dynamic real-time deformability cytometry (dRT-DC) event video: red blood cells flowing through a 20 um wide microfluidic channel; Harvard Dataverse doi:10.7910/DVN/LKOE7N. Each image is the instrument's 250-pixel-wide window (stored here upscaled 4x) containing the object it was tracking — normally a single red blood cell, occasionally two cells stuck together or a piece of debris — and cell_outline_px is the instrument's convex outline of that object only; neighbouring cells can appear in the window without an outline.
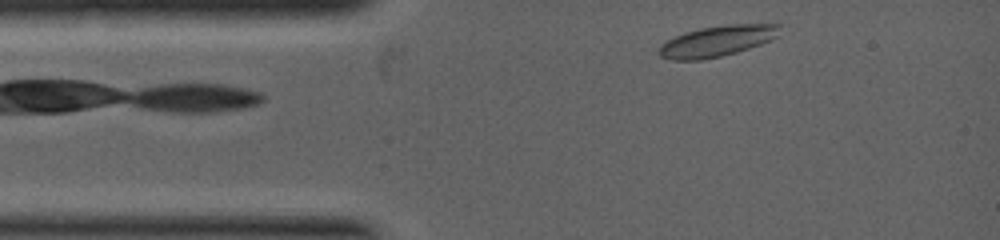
{"species": "common noctule bat (a hibernating species)", "species_latin": "Nyctalus noctula", "temperature_condition": "warm", "stored_images_in_passage": 36, "camera_frame_rate_fps": 5000, "um_per_image_px": 0.085, "animal": {"sex": "female", "body_mass_g": 19.0, "forearm_length_mm": 53.3}, "frame": {"image": 1, "passage_image": 2, "time_ms": 0.2, "image_size_px": [1000, 240], "cell_outline_px": [[784, 24], [776, 36], [760, 44], [736, 52], [720, 56], [700, 60], [672, 60], [660, 56], [656, 52], [660, 44], [684, 32], [700, 28], [728, 24]], "centroid_in_image_um": [60.91, 3.49], "position_along_channel_um": 24.1, "area_um2": 21.62}}
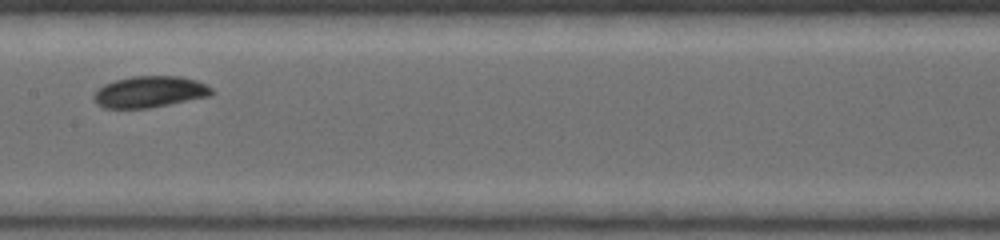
{"frame": {"image": 2, "passage_image": 22, "time_ms": 3.0, "image_size_px": [1000, 240], "cell_outline_px": [[216, 92], [212, 96], [148, 108], [104, 108], [96, 104], [92, 100], [92, 96], [96, 88], [104, 84], [116, 80], [132, 76], [180, 76], [196, 80], [208, 84]], "centroid_in_image_um": [12.73, 7.8], "position_along_channel_um": 194.7, "area_um2": 21.96}}
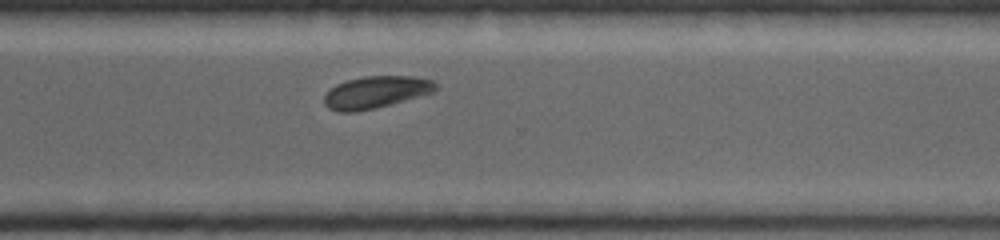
{"frame": {"image": 3, "passage_image": 35, "time_ms": 5.0, "image_size_px": [1000, 240], "cell_outline_px": [[436, 92], [376, 108], [356, 112], [340, 112], [328, 108], [324, 104], [324, 96], [336, 84], [348, 80], [364, 76], [416, 76], [432, 80], [436, 84]], "centroid_in_image_um": [31.97, 7.84], "position_along_channel_um": 338.6, "area_um2": 20.92}}